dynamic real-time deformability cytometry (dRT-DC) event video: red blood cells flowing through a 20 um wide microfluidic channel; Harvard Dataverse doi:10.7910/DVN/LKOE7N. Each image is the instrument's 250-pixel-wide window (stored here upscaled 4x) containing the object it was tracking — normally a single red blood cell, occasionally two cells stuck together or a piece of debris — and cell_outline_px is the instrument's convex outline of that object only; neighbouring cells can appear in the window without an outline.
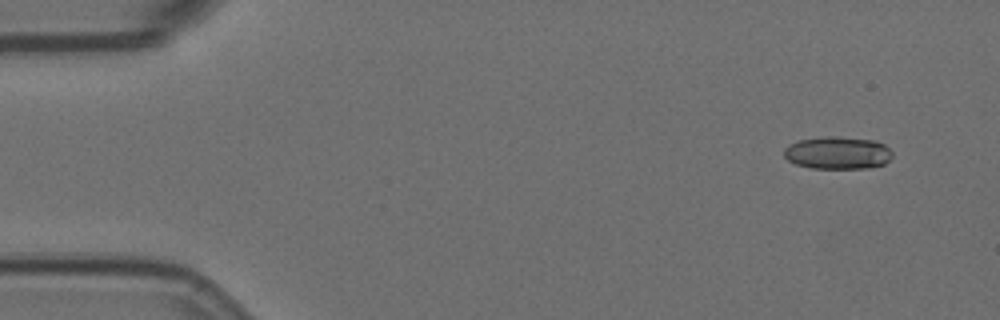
{"species": "Egyptian fruit bat (a non-hibernating species)", "species_latin": "Rousettus aegyptiacus", "temperature_condition": "room temperature", "stored_images_in_passage": 7, "camera_frame_rate_fps": 3000, "um_per_image_px": 0.085, "animal": {"sex": "female"}, "frame": {"image": 1, "passage_image": 1, "time_ms": 0.0, "image_size_px": [1000, 320], "cell_outline_px": [[892, 156], [884, 164], [868, 168], [812, 168], [796, 164], [788, 160], [784, 156], [784, 148], [788, 144], [796, 140], [828, 136], [836, 136], [876, 140], [884, 144], [892, 152]], "centroid_in_image_um": [71.18, 12.98], "position_along_channel_um": 13.8, "area_um2": 20.69}}
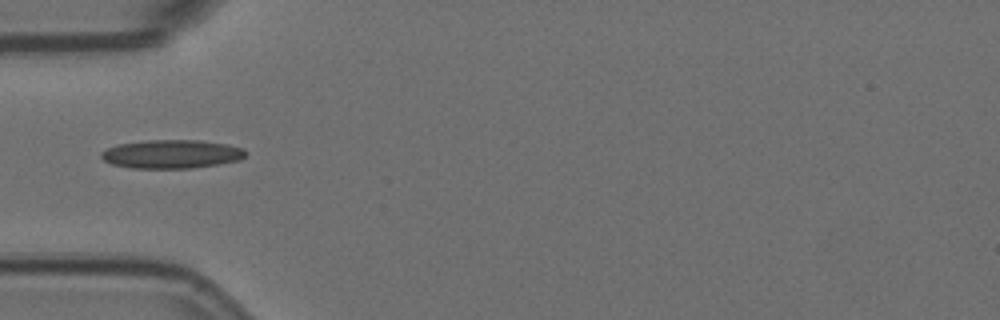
{"frame": {"image": 2, "passage_image": 5, "time_ms": 1.333, "image_size_px": [1000, 320], "cell_outline_px": [[248, 152], [240, 160], [192, 168], [132, 168], [112, 164], [104, 160], [100, 156], [100, 152], [116, 144], [148, 140], [200, 140], [228, 144], [244, 148]], "centroid_in_image_um": [14.59, 13.09], "position_along_channel_um": 70.4, "area_um2": 24.16}}